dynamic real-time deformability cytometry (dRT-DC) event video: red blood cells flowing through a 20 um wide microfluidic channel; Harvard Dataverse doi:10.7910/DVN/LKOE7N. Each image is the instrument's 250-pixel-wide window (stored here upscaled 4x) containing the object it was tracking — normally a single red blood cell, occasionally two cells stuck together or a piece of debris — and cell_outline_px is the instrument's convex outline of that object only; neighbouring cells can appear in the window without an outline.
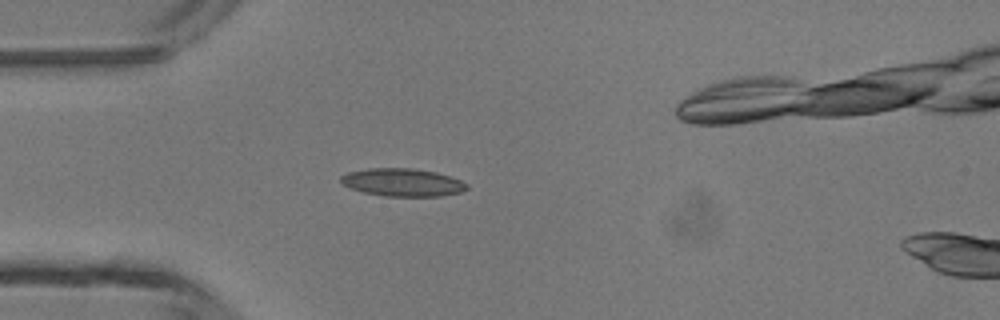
{"species": "common noctule bat (a hibernating species)", "species_latin": "Nyctalus noctula", "temperature_condition": "room temperature", "stored_images_in_passage": 39, "camera_frame_rate_fps": 3000, "um_per_image_px": 0.085, "animal": {"sex": "male", "body_mass_g": 13.3}, "frame": {"image": 1, "passage_image": 5, "time_ms": 1.333, "image_size_px": [1000, 320], "cell_outline_px": [[468, 188], [460, 192], [440, 196], [384, 196], [364, 192], [352, 188], [344, 184], [340, 180], [340, 176], [348, 172], [368, 168], [412, 168], [436, 172], [452, 176], [468, 184]], "centroid_in_image_um": [34.24, 15.49], "position_along_channel_um": 50.8, "area_um2": 20.4}}
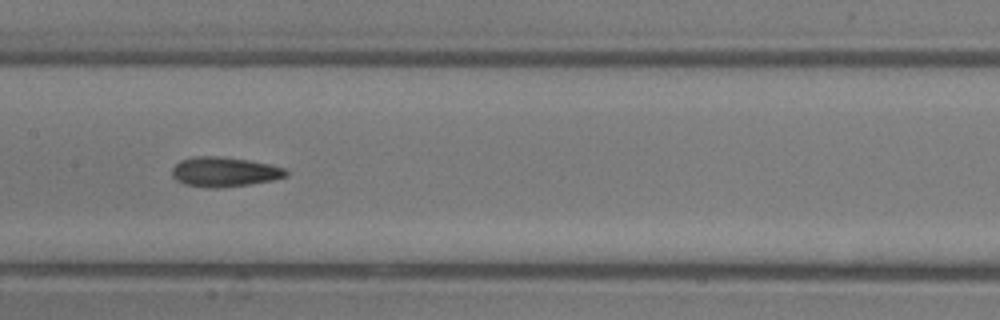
{"frame": {"image": 2, "passage_image": 15, "time_ms": 4.667, "image_size_px": [1000, 320], "cell_outline_px": [[288, 176], [272, 180], [248, 184], [220, 188], [208, 188], [184, 184], [176, 180], [172, 176], [172, 168], [180, 160], [196, 156], [216, 156], [248, 160], [268, 164], [284, 168], [288, 172]], "centroid_in_image_um": [19.04, 14.61], "position_along_channel_um": 188.4, "area_um2": 19.65}}
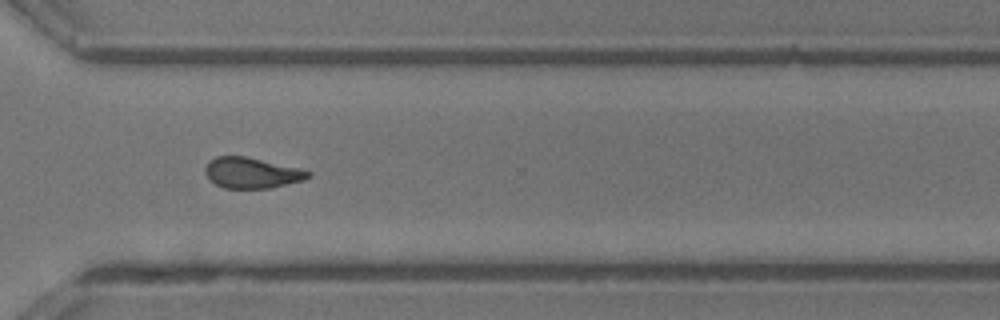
{"frame": {"image": 3, "passage_image": 26, "time_ms": 8.333, "image_size_px": [1000, 320], "cell_outline_px": [[312, 176], [304, 180], [272, 188], [224, 188], [208, 180], [204, 172], [204, 168], [208, 160], [216, 156], [244, 156], [300, 168], [312, 172]], "centroid_in_image_um": [21.38, 14.69], "position_along_channel_um": 349.2, "area_um2": 18.67}}